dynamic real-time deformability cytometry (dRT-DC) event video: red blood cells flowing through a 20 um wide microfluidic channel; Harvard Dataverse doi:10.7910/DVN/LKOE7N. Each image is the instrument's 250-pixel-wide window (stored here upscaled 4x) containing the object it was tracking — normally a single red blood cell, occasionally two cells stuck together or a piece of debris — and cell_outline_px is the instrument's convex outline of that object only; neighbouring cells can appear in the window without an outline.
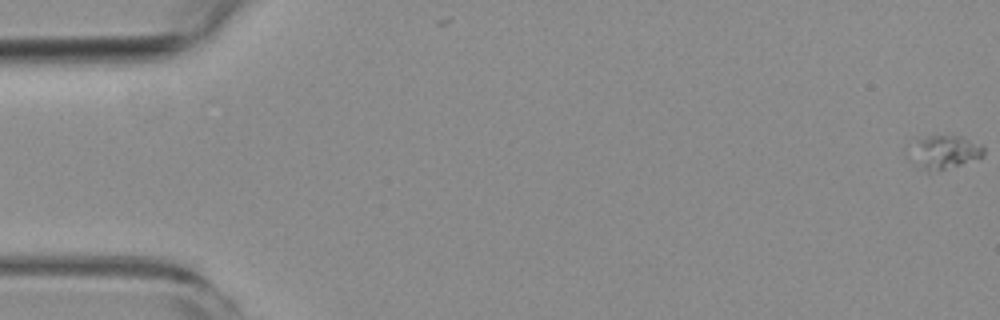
{"species": "common noctule bat (a hibernating species)", "species_latin": "Nyctalus noctula", "temperature_condition": "room temperature", "stored_images_in_passage": 58, "camera_frame_rate_fps": 3000, "um_per_image_px": 0.085, "animal": {"sex": "female", "body_mass_g": 19.3, "forearm_length_mm": 54.1}, "frame": {"image": 1, "passage_image": 1, "time_ms": 0.0, "image_size_px": [1000, 320], "cell_outline_px": [[984, 156], [960, 164], [928, 172], [924, 168], [912, 144], [916, 140], [928, 136], [964, 136], [980, 144], [984, 148]], "centroid_in_image_um": [80.45, 12.86], "position_along_channel_um": 4.6, "area_um2": 13.18}}
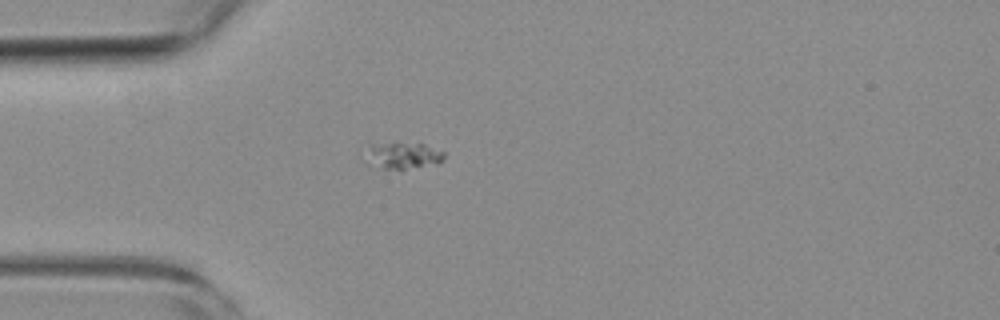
{"frame": {"image": 2, "passage_image": 17, "time_ms": 5.333, "image_size_px": [1000, 320], "cell_outline_px": [[444, 160], [440, 164], [400, 172], [368, 164], [372, 144], [424, 144], [444, 152]], "centroid_in_image_um": [34.39, 13.31], "position_along_channel_um": 50.6, "area_um2": 12.14}}
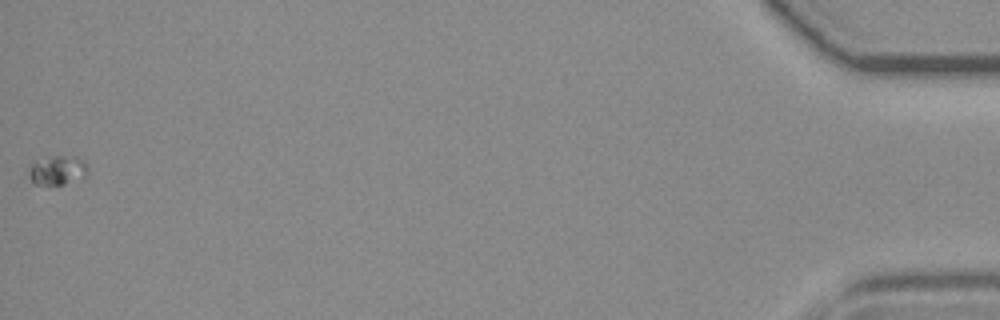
{"frame": {"image": 3, "passage_image": 58, "time_ms": 19.0, "image_size_px": [1000, 320], "cell_outline_px": [[88, 172], [84, 176], [64, 184], [48, 188], [32, 184], [28, 176], [28, 164], [48, 156], [76, 156], [84, 160], [88, 168]], "centroid_in_image_um": [4.8, 14.5], "position_along_channel_um": 430.4, "area_um2": 10.69}}